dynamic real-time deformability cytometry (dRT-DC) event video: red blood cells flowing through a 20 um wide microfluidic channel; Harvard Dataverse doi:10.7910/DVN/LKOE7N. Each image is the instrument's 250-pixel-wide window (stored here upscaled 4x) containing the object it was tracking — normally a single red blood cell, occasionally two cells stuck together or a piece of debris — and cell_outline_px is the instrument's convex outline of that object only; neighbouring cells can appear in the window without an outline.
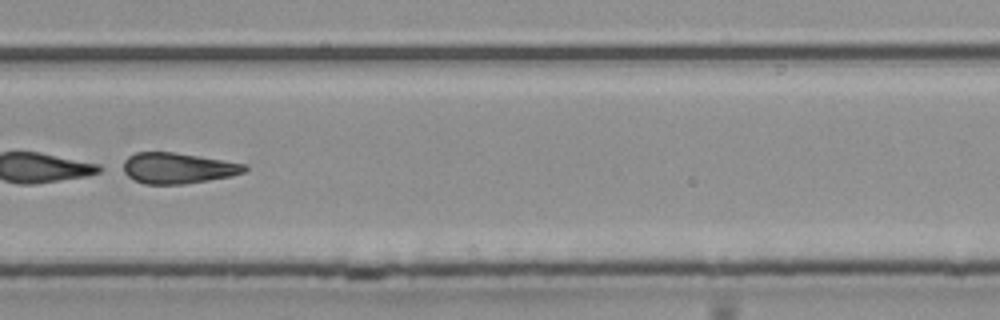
{"species": "common noctule bat (a hibernating species)", "species_latin": "Nyctalus noctula", "temperature_condition": "room temperature", "stored_images_in_passage": 53, "segment_of_instrument_passage": [2, 2], "camera_frame_rate_fps": 3000, "um_per_image_px": 0.085, "animal": {"sex": "male", "body_mass_g": 20.4}, "frame": {"image": 1, "passage_image": 37, "time_ms": 12.0, "image_size_px": [1000, 320], "cell_outline_px": [[248, 168], [244, 172], [232, 176], [184, 184], [144, 184], [128, 176], [116, 168], [128, 156], [136, 152], [172, 152], [248, 164]], "centroid_in_image_um": [15.04, 14.29], "position_along_channel_um": 314.8, "area_um2": 22.08}}